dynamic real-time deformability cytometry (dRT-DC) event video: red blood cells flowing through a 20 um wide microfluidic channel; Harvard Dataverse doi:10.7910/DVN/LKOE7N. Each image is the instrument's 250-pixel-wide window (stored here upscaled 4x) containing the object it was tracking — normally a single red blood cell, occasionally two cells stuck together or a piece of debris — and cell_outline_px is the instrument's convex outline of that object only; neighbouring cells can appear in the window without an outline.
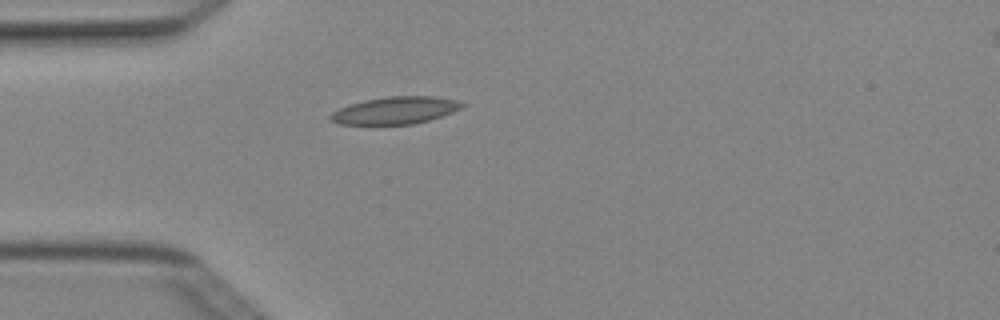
{"species": "Egyptian fruit bat (a non-hibernating species)", "species_latin": "Rousettus aegyptiacus", "temperature_condition": "cold", "stored_images_in_passage": 3, "camera_frame_rate_fps": 3000, "um_per_image_px": 0.085, "animal": {"sex": "female"}, "frame": {"image": 1, "passage_image": 3, "time_ms": 0.667, "image_size_px": [1000, 320], "cell_outline_px": [[468, 104], [464, 108], [428, 120], [412, 124], [340, 124], [332, 120], [328, 116], [332, 112], [340, 108], [364, 100], [388, 96], [436, 96], [456, 100]], "centroid_in_image_um": [33.65, 9.37], "position_along_channel_um": 51.3, "area_um2": 20.81}}